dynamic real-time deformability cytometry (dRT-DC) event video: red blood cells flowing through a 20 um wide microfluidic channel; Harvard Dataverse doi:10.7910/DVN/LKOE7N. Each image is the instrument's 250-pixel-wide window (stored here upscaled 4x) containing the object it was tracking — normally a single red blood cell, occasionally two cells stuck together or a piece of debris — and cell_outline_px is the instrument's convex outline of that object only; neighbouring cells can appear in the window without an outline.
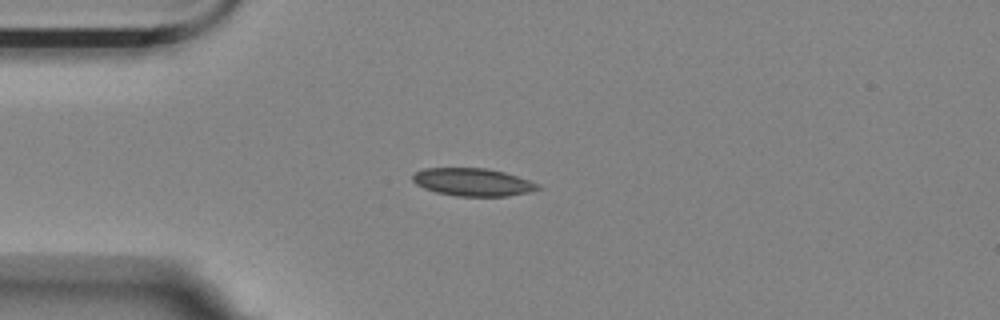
{"species": "Egyptian fruit bat (a non-hibernating species)", "species_latin": "Rousettus aegyptiacus", "temperature_condition": "room temperature", "stored_images_in_passage": 5, "camera_frame_rate_fps": 3000, "um_per_image_px": 0.085, "animal": {"sex": "female"}, "frame": {"image": 1, "passage_image": 3, "time_ms": 0.667, "image_size_px": [1000, 320], "cell_outline_px": [[544, 188], [528, 192], [508, 196], [456, 196], [436, 192], [424, 188], [416, 184], [412, 180], [412, 176], [416, 172], [424, 168], [484, 168], [504, 172], [540, 184]], "centroid_in_image_um": [40.2, 15.48], "position_along_channel_um": 44.8, "area_um2": 20.23}}
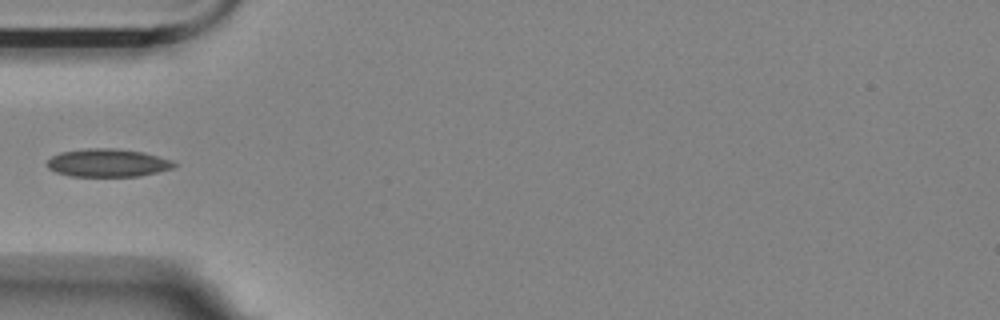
{"frame": {"image": 2, "passage_image": 4, "time_ms": 1.0, "image_size_px": [1000, 320], "cell_outline_px": [[176, 164], [172, 168], [140, 176], [72, 176], [56, 172], [48, 168], [48, 160], [52, 156], [60, 152], [88, 148], [116, 148], [144, 152], [172, 160]], "centroid_in_image_um": [9.15, 13.83], "position_along_channel_um": 75.8, "area_um2": 20.63}}
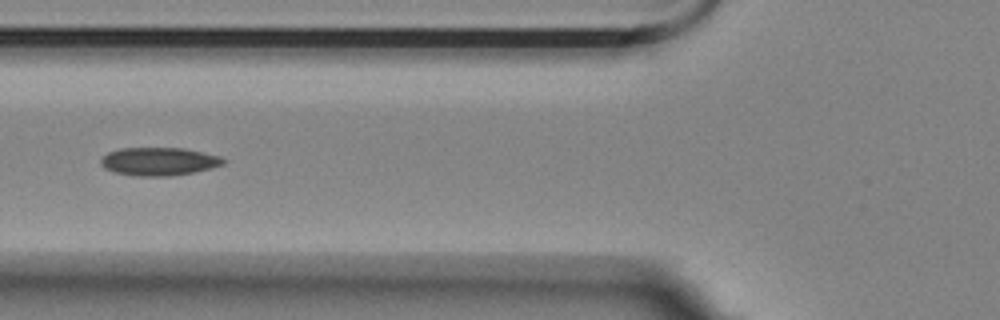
{"frame": {"image": 3, "passage_image": 5, "time_ms": 1.333, "image_size_px": [1000, 320], "cell_outline_px": [[228, 160], [224, 164], [212, 168], [172, 176], [132, 176], [116, 172], [104, 168], [100, 164], [100, 160], [108, 152], [120, 148], [180, 148], [220, 156]], "centroid_in_image_um": [13.5, 13.73], "position_along_channel_um": 112.3, "area_um2": 20.06}}